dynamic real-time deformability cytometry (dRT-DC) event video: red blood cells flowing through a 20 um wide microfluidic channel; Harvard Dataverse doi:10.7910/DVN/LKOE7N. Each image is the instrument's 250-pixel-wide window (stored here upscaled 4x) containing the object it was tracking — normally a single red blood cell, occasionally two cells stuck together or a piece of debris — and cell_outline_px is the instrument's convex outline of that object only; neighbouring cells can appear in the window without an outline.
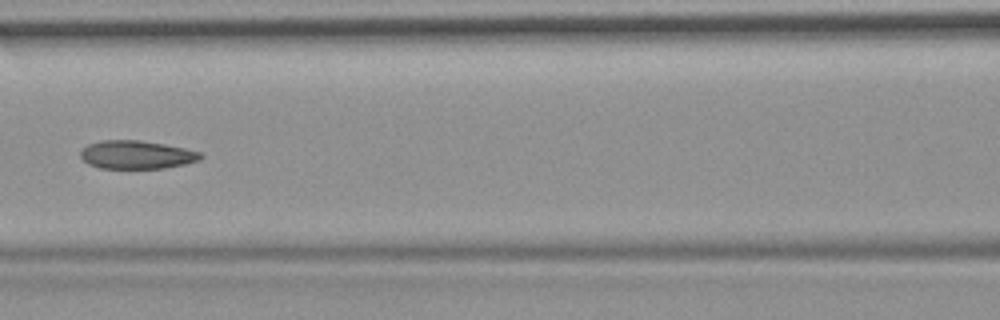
{"species": "common noctule bat (a hibernating species)", "species_latin": "Nyctalus noctula", "temperature_condition": "room temperature", "stored_images_in_passage": 9, "camera_frame_rate_fps": 3000, "um_per_image_px": 0.085, "animal": {"sex": "female", "body_mass_g": 19.9}, "frame": {"image": 1, "passage_image": 6, "time_ms": 5.667, "image_size_px": [1000, 320], "cell_outline_px": [[204, 156], [200, 160], [184, 164], [164, 168], [100, 168], [88, 164], [80, 156], [80, 152], [88, 144], [100, 140], [140, 140], [164, 144], [184, 148], [200, 152]], "centroid_in_image_um": [11.61, 13.15], "position_along_channel_um": 155.0, "area_um2": 19.77}}
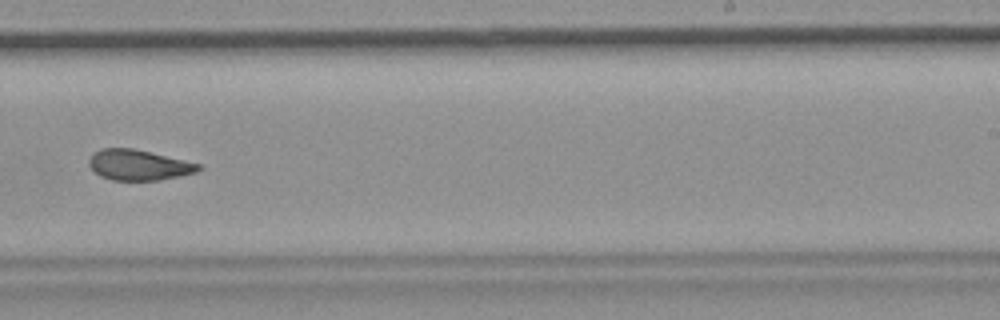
{"frame": {"image": 2, "passage_image": 9, "time_ms": 9.0, "image_size_px": [1000, 320], "cell_outline_px": [[204, 168], [196, 172], [180, 176], [160, 180], [112, 180], [100, 176], [88, 164], [88, 160], [100, 148], [132, 148], [184, 160], [200, 164]], "centroid_in_image_um": [11.8, 14.03], "position_along_channel_um": 277.2, "area_um2": 19.31}}